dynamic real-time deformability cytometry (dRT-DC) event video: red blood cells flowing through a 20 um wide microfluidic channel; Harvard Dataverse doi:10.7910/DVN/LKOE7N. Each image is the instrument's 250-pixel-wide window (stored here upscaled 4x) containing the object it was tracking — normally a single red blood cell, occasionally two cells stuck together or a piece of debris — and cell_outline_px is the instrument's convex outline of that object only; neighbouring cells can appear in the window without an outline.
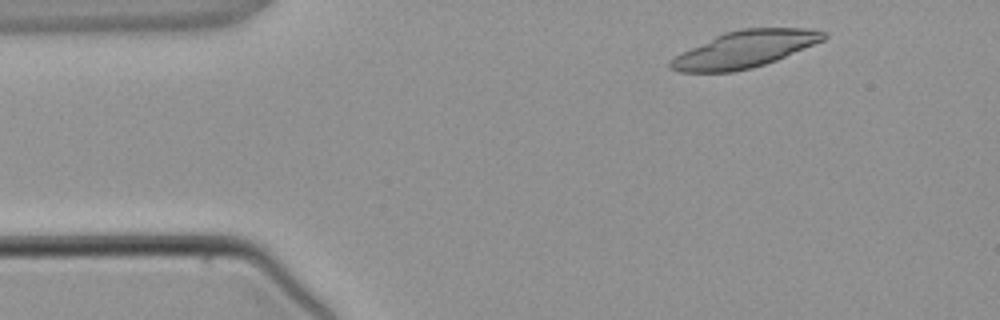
{"species": "common noctule bat (a hibernating species)", "species_latin": "Nyctalus noctula", "temperature_condition": "warm", "stored_images_in_passage": 3, "camera_frame_rate_fps": 3000, "um_per_image_px": 0.085, "animal": {"sex": "male", "body_mass_g": 21.5, "forearm_length_mm": 52.0}, "frame": {"image": 1, "passage_image": 1, "time_ms": 0.0, "image_size_px": [1000, 320], "cell_outline_px": [[828, 36], [824, 40], [776, 60], [752, 68], [732, 72], [680, 72], [668, 68], [668, 60], [724, 32], [740, 28], [804, 28], [828, 32]], "centroid_in_image_um": [63.32, 4.19], "position_along_channel_um": 21.7, "area_um2": 32.54}}